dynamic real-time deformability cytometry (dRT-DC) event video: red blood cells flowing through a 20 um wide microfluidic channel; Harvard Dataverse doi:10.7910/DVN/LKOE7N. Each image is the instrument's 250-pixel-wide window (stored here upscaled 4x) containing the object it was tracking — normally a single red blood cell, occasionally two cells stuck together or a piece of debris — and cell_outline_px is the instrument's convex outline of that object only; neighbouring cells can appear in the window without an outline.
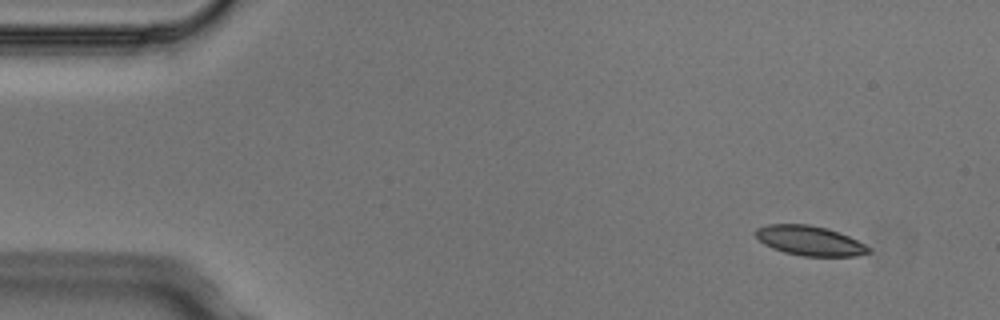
{"species": "Egyptian fruit bat (a non-hibernating species)", "species_latin": "Rousettus aegyptiacus", "temperature_condition": "cold", "stored_images_in_passage": 4, "camera_frame_rate_fps": 3000, "um_per_image_px": 0.085, "animal": {"sex": "male"}, "frame": {"image": 1, "passage_image": 1, "time_ms": 0.0, "image_size_px": [1000, 320], "cell_outline_px": [[872, 252], [856, 256], [804, 256], [784, 252], [772, 248], [764, 244], [756, 236], [756, 228], [768, 224], [808, 224], [828, 228], [840, 232], [872, 248]], "centroid_in_image_um": [68.85, 20.46], "position_along_channel_um": 16.1, "area_um2": 19.59}}
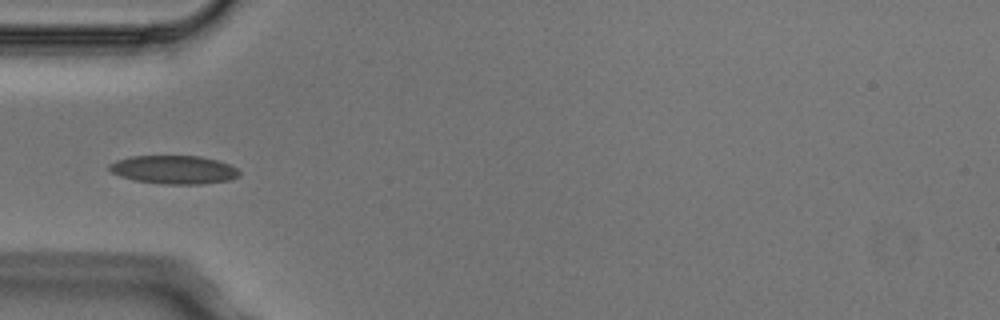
{"frame": {"image": 2, "passage_image": 4, "time_ms": 1.0, "image_size_px": [1000, 320], "cell_outline_px": [[240, 176], [228, 180], [200, 184], [164, 184], [136, 180], [120, 176], [112, 172], [108, 168], [108, 164], [116, 160], [132, 156], [200, 156], [216, 160], [228, 164], [236, 168], [240, 172]], "centroid_in_image_um": [14.77, 14.42], "position_along_channel_um": 70.2, "area_um2": 21.39}}